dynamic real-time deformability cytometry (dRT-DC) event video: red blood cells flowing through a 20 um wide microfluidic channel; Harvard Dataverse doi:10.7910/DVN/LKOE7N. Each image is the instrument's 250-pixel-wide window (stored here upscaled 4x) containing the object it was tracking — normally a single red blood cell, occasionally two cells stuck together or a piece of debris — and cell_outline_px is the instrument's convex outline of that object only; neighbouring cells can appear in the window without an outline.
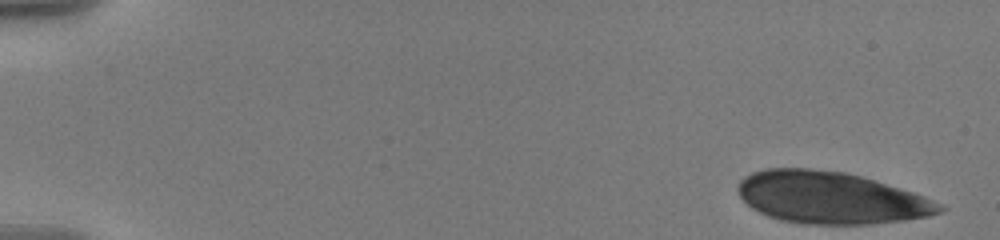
{"species": "human", "species_latin": "Homo sapiens", "temperature_condition": "warm", "stored_images_in_passage": 23, "camera_frame_rate_fps": 3000, "um_per_image_px": 0.085, "donor": {"sex": "male"}, "frame": {"image": 1, "passage_image": 1, "time_ms": 0.0, "image_size_px": [1000, 240], "cell_outline_px": [[948, 208], [944, 212], [928, 216], [904, 220], [872, 224], [800, 224], [780, 220], [768, 216], [752, 208], [740, 196], [736, 188], [740, 180], [744, 176], [752, 172], [768, 168], [808, 168], [844, 172], [860, 176], [912, 192], [924, 196]], "centroid_in_image_um": [70.59, 16.81], "position_along_channel_um": 14.4, "area_um2": 60.98}}
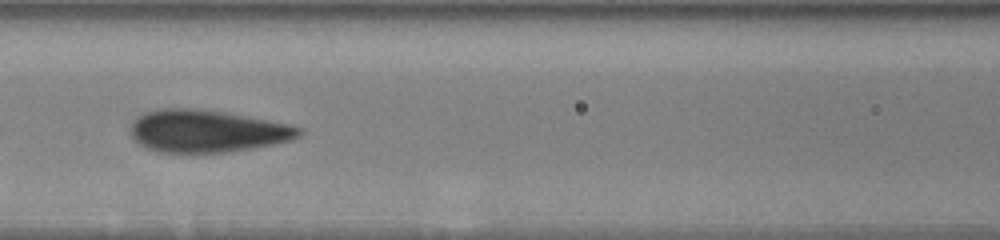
{"frame": {"image": 2, "passage_image": 17, "time_ms": 8.333, "image_size_px": [1000, 240], "cell_outline_px": [[304, 132], [300, 136], [292, 140], [232, 152], [156, 152], [144, 148], [132, 136], [132, 124], [136, 116], [144, 112], [160, 108], [200, 108], [228, 112], [292, 124], [304, 128]], "centroid_in_image_um": [17.64, 11.13], "position_along_channel_um": 149.0, "area_um2": 42.19}}
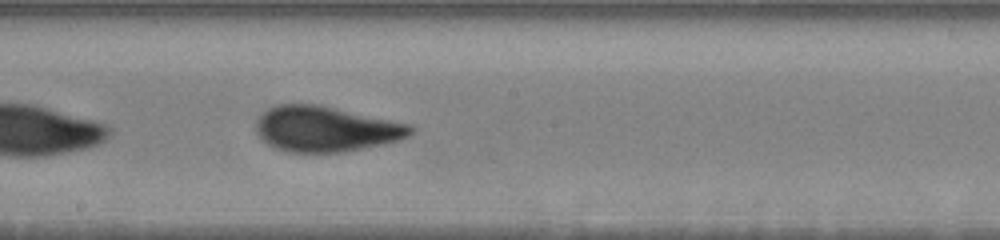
{"frame": {"image": 3, "passage_image": 23, "time_ms": 10.333, "image_size_px": [1000, 240], "cell_outline_px": [[416, 128], [412, 136], [400, 140], [364, 148], [344, 152], [288, 152], [272, 148], [256, 132], [256, 120], [268, 108], [276, 104], [316, 104], [412, 124]], "centroid_in_image_um": [27.72, 10.97], "position_along_channel_um": 220.5, "area_um2": 41.15}}